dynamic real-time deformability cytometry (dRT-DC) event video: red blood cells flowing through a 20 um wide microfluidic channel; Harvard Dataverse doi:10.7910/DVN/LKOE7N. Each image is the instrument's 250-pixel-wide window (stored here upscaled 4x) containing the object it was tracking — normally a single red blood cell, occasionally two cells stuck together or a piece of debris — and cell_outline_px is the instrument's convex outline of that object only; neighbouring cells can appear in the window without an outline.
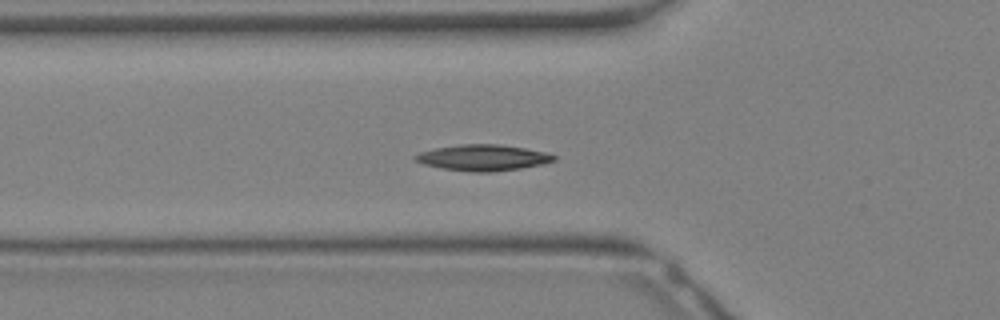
{"species": "Egyptian fruit bat (a non-hibernating species)", "species_latin": "Rousettus aegyptiacus", "temperature_condition": "warm", "stored_images_in_passage": 24, "camera_frame_rate_fps": 3000, "um_per_image_px": 0.085, "animal": {"sex": "female"}, "frame": {"image": 1, "passage_image": 7, "time_ms": 2.0, "image_size_px": [1000, 320], "cell_outline_px": [[556, 160], [540, 164], [520, 168], [492, 172], [472, 172], [440, 168], [424, 164], [416, 160], [412, 156], [420, 152], [436, 148], [460, 144], [500, 144], [524, 148], [544, 152], [556, 156]], "centroid_in_image_um": [41.02, 13.4], "position_along_channel_um": 84.8, "area_um2": 20.87}}
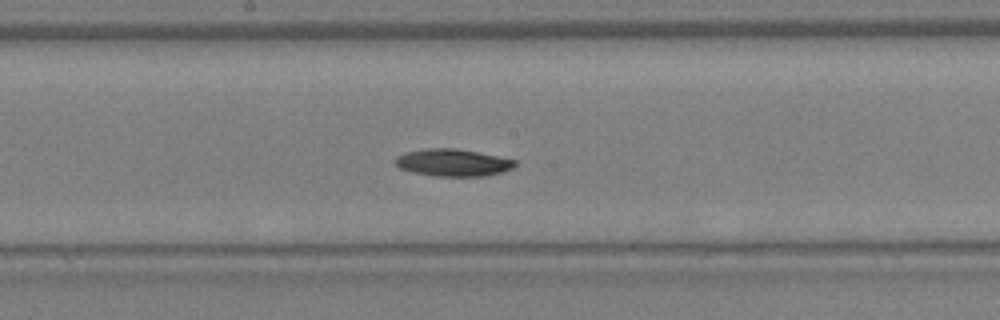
{"frame": {"image": 2, "passage_image": 13, "time_ms": 4.0, "image_size_px": [1000, 320], "cell_outline_px": [[516, 164], [512, 168], [504, 172], [484, 176], [432, 176], [412, 172], [400, 168], [396, 164], [396, 156], [408, 152], [424, 148], [452, 148], [476, 152], [516, 160]], "centroid_in_image_um": [38.49, 13.83], "position_along_channel_um": 209.7, "area_um2": 18.84}}
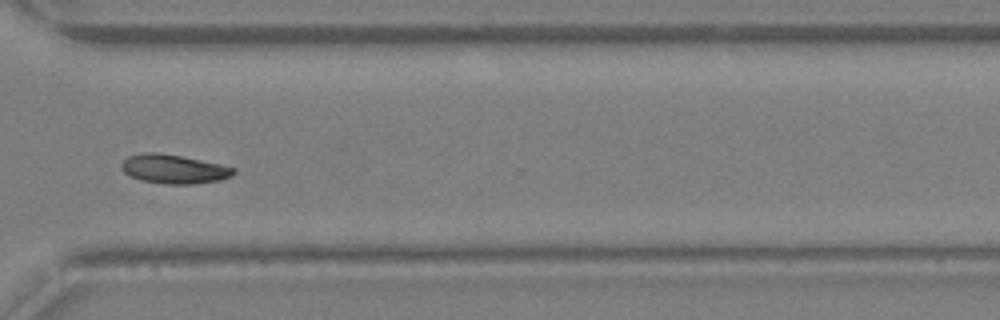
{"frame": {"image": 3, "passage_image": 20, "time_ms": 6.333, "image_size_px": [1000, 320], "cell_outline_px": [[236, 172], [232, 176], [220, 180], [192, 184], [168, 184], [144, 180], [132, 176], [124, 172], [120, 168], [120, 164], [128, 156], [144, 152], [152, 152], [180, 156], [220, 164], [236, 168]], "centroid_in_image_um": [14.79, 14.36], "position_along_channel_um": 355.8, "area_um2": 18.73}}